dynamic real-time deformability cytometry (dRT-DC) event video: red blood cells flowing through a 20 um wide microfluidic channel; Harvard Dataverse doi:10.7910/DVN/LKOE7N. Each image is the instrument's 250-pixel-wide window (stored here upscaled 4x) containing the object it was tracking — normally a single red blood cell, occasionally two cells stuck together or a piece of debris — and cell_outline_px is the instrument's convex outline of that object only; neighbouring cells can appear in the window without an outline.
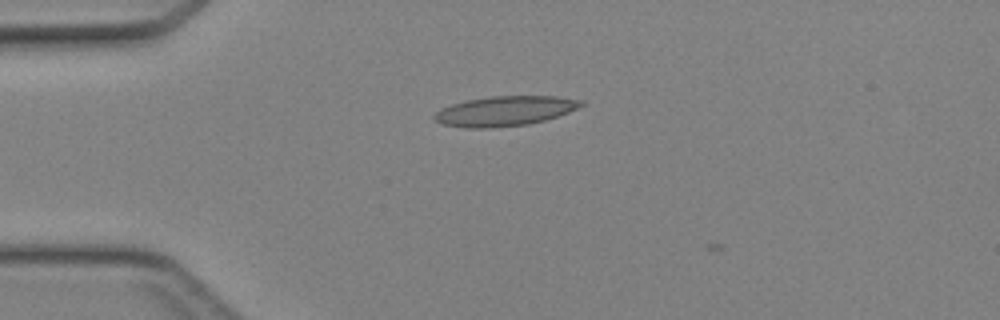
{"species": "Egyptian fruit bat (a non-hibernating species)", "species_latin": "Rousettus aegyptiacus", "temperature_condition": "cold", "stored_images_in_passage": 6, "camera_frame_rate_fps": 3000, "um_per_image_px": 0.085, "animal": {"sex": "female"}, "frame": {"image": 1, "passage_image": 5, "time_ms": 1.333, "image_size_px": [1000, 320], "cell_outline_px": [[584, 104], [568, 112], [544, 120], [528, 124], [488, 128], [468, 128], [444, 124], [436, 120], [432, 116], [440, 108], [452, 104], [468, 100], [492, 96], [556, 96], [584, 100]], "centroid_in_image_um": [42.91, 9.43], "position_along_channel_um": 42.1, "area_um2": 25.26}}